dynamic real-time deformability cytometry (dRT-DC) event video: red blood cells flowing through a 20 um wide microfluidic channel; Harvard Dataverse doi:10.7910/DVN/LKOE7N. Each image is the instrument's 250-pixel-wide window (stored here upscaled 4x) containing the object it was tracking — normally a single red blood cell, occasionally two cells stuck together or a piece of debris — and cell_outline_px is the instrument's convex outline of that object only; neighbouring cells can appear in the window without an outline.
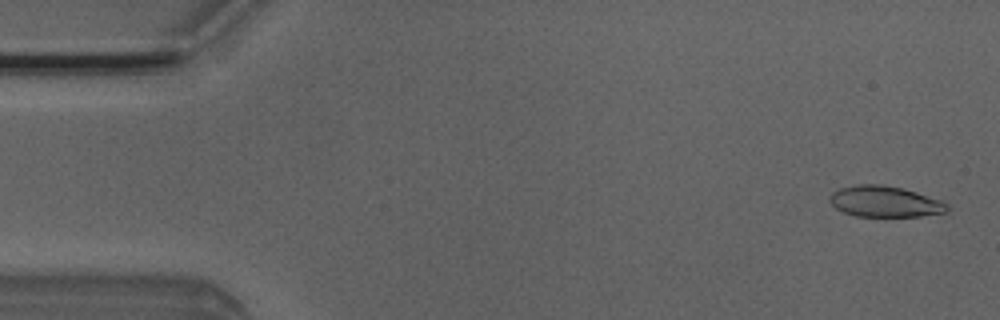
{"species": "Egyptian fruit bat (a non-hibernating species)", "species_latin": "Rousettus aegyptiacus", "temperature_condition": "room temperature", "stored_images_in_passage": 50, "camera_frame_rate_fps": 3000, "um_per_image_px": 0.085, "animal": {"sex": "male"}, "frame": {"image": 1, "passage_image": 2, "time_ms": 0.333, "image_size_px": [1000, 320], "cell_outline_px": [[948, 212], [920, 216], [856, 216], [844, 212], [836, 208], [828, 200], [828, 196], [832, 192], [840, 188], [856, 184], [880, 184], [900, 188], [916, 192], [944, 200], [948, 204]], "centroid_in_image_um": [75.22, 17.13], "position_along_channel_um": 9.8, "area_um2": 21.33}}
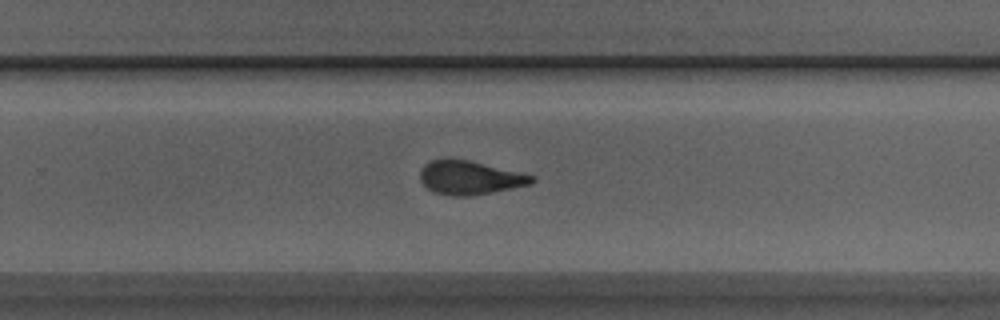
{"frame": {"image": 2, "passage_image": 32, "time_ms": 10.333, "image_size_px": [1000, 320], "cell_outline_px": [[536, 180], [532, 184], [492, 192], [468, 196], [452, 196], [436, 192], [428, 188], [420, 180], [420, 168], [428, 160], [448, 156], [468, 160], [536, 176]], "centroid_in_image_um": [39.9, 15.07], "position_along_channel_um": 289.9, "area_um2": 22.25}}
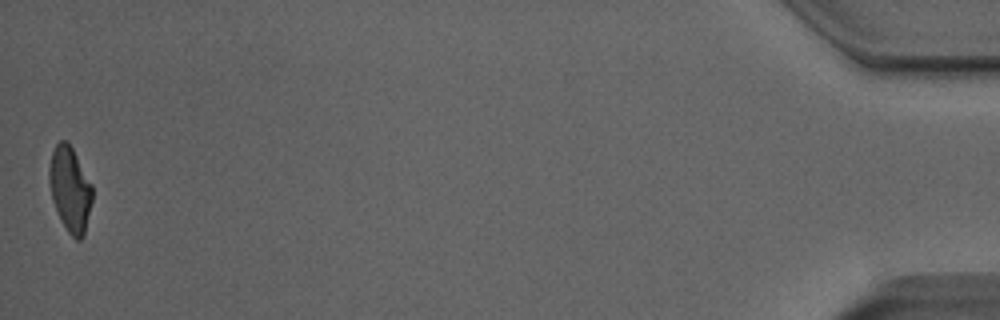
{"frame": {"image": 3, "passage_image": 50, "time_ms": 16.333, "image_size_px": [1000, 320], "cell_outline_px": [[92, 200], [84, 236], [80, 240], [76, 240], [68, 232], [60, 220], [52, 200], [48, 180], [48, 168], [52, 152], [56, 144], [60, 140], [68, 140], [92, 184]], "centroid_in_image_um": [5.94, 16.07], "position_along_channel_um": 429.3, "area_um2": 21.56}, "authors_computed_cell_mechanics": {"area_um2": 22.1085, "velocity_mm_per_s": 4.0332, "shape_relaxation_time_tau1_ms": 5.7642, "shape_relaxation_time_tau2_ms": 1.7493, "deformation_change_tau1": 0.2006, "deformation_change_tau2": 0.1032}}